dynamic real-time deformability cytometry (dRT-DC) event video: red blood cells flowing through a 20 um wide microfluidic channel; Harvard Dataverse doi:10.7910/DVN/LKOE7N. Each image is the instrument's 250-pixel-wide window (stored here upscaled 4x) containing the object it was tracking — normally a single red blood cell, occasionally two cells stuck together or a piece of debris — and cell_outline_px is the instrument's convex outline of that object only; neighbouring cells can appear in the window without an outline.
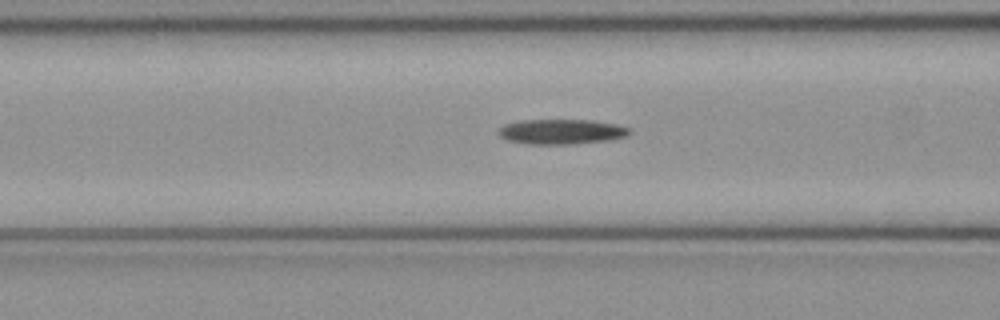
{"species": "common noctule bat (a hibernating species)", "species_latin": "Nyctalus noctula", "temperature_condition": "cold", "stored_images_in_passage": 48, "camera_frame_rate_fps": 3000, "um_per_image_px": 0.085, "animal": {"sex": "female", "body_mass_g": 21.9}, "frame": {"image": 1, "passage_image": 17, "time_ms": 5.333, "image_size_px": [1000, 320], "cell_outline_px": [[632, 132], [628, 136], [612, 140], [572, 144], [528, 144], [508, 140], [500, 136], [496, 132], [504, 124], [520, 120], [592, 120], [616, 124], [628, 128]], "centroid_in_image_um": [47.73, 11.19], "position_along_channel_um": 118.9, "area_um2": 19.25}}
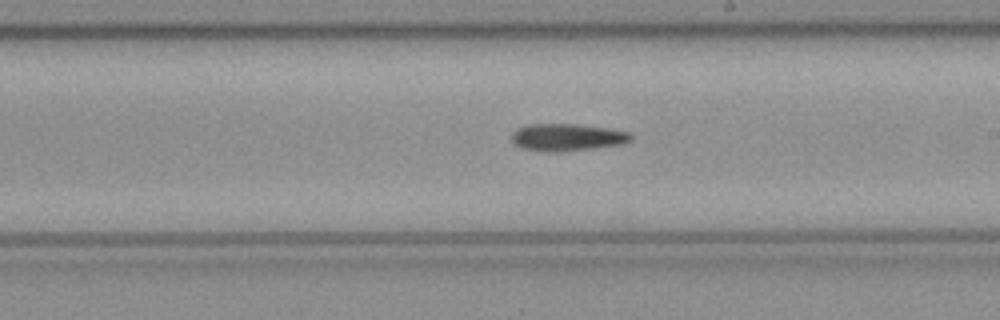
{"frame": {"image": 2, "passage_image": 26, "time_ms": 8.333, "image_size_px": [1000, 320], "cell_outline_px": [[632, 140], [620, 144], [592, 148], [556, 152], [548, 152], [520, 148], [512, 140], [512, 132], [516, 128], [528, 124], [572, 124], [608, 128], [628, 132], [632, 136]], "centroid_in_image_um": [48.16, 11.66], "position_along_channel_um": 240.8, "area_um2": 18.79}}
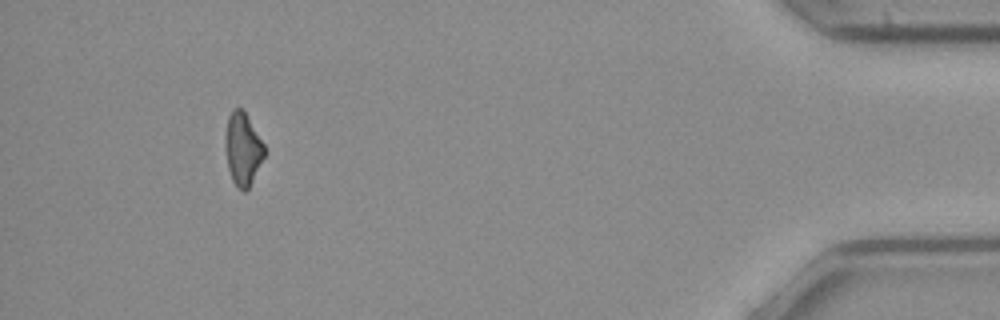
{"frame": {"image": 3, "passage_image": 44, "time_ms": 14.333, "image_size_px": [1000, 320], "cell_outline_px": [[264, 156], [248, 188], [244, 192], [236, 188], [232, 180], [228, 168], [224, 148], [224, 140], [228, 116], [232, 108], [244, 108], [264, 144]], "centroid_in_image_um": [20.6, 12.62], "position_along_channel_um": 414.6, "area_um2": 16.76}, "authors_computed_cell_mechanics": {"area_um2": 18.0625, "velocity_mm_per_s": 4.0565, "shape_relaxation_time_tau1_ms": 10.4113, "shape_relaxation_time_tau2_ms": null, "deformation_change_tau1": 0.2037, "deformation_change_tau2": null}}